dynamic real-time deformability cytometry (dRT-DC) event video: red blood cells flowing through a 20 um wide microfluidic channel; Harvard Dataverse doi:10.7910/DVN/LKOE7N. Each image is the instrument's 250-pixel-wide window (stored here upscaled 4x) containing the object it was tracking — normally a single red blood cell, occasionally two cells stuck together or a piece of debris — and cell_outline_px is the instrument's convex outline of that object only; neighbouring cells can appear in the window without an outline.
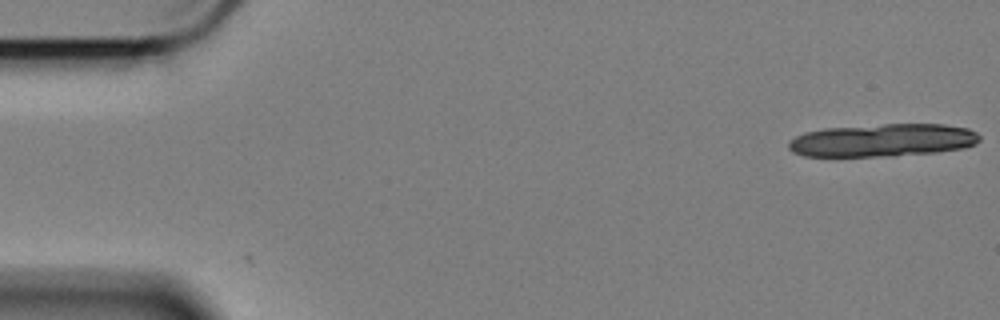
{"species": "Egyptian fruit bat (a non-hibernating species)", "species_latin": "Rousettus aegyptiacus", "temperature_condition": "cold", "stored_images_in_passage": 2, "camera_frame_rate_fps": 3000, "um_per_image_px": 0.085, "animal": {"sex": "female"}, "frame": {"image": 1, "passage_image": 1, "time_ms": 0.0, "image_size_px": [1000, 320], "cell_outline_px": [[980, 140], [976, 144], [964, 148], [936, 152], [892, 156], [804, 156], [792, 152], [788, 148], [788, 140], [804, 132], [824, 128], [884, 124], [944, 124], [968, 128], [976, 132], [980, 136]], "centroid_in_image_um": [75.02, 11.92], "position_along_channel_um": 10.0, "area_um2": 36.82}}